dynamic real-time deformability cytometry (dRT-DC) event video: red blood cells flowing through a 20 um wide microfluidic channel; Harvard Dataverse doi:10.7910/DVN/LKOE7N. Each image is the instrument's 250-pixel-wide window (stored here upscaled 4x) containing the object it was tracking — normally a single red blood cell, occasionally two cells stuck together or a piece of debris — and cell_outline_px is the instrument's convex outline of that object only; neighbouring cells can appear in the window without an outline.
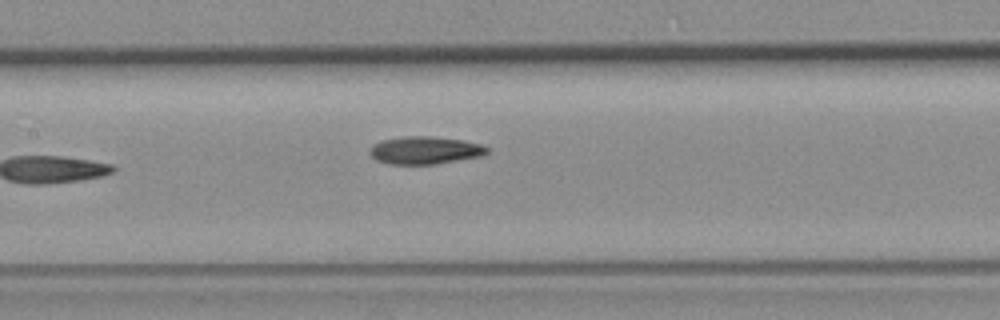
{"species": "common noctule bat (a hibernating species)", "species_latin": "Nyctalus noctula", "temperature_condition": "room temperature", "stored_images_in_passage": 7, "camera_frame_rate_fps": 3000, "um_per_image_px": 0.085, "animal": {"sex": "female", "body_mass_g": 19.3, "forearm_length_mm": 54.1}, "frame": {"image": 1, "passage_image": 7, "time_ms": 8.333, "image_size_px": [1000, 320], "cell_outline_px": [[488, 152], [484, 156], [436, 164], [388, 164], [376, 160], [368, 152], [372, 144], [380, 140], [404, 136], [432, 136], [464, 140], [480, 144], [488, 148]], "centroid_in_image_um": [36.11, 12.77], "position_along_channel_um": 171.3, "area_um2": 19.19}}